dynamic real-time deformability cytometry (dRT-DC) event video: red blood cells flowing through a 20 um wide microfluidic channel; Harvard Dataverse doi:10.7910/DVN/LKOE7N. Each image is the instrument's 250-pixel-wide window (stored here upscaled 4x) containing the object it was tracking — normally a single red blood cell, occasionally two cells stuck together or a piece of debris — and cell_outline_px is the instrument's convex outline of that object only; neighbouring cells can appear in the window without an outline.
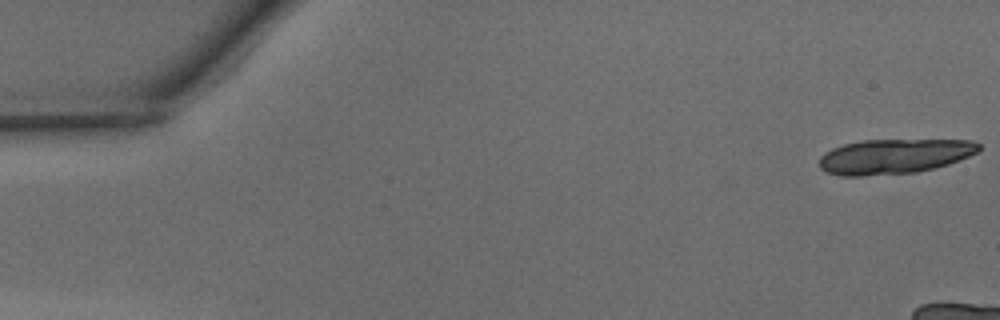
{"species": "common noctule bat (a hibernating species)", "species_latin": "Nyctalus noctula", "temperature_condition": "warm", "stored_images_in_passage": 12, "camera_frame_rate_fps": 3000, "um_per_image_px": 0.085, "animal": {"sex": "male", "body_mass_g": 15.6}, "frame": {"image": 1, "passage_image": 1, "time_ms": 0.0, "image_size_px": [1000, 320], "cell_outline_px": [[980, 148], [976, 152], [968, 156], [948, 164], [916, 172], [864, 176], [840, 176], [828, 172], [820, 168], [820, 156], [824, 152], [832, 148], [844, 144], [860, 140], [972, 140], [980, 144]], "centroid_in_image_um": [75.97, 13.28], "position_along_channel_um": 9.0, "area_um2": 32.31}}